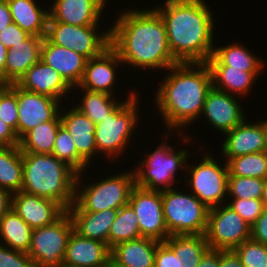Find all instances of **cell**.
<instances>
[{"label": "cell", "instance_id": "cell-1", "mask_svg": "<svg viewBox=\"0 0 267 267\" xmlns=\"http://www.w3.org/2000/svg\"><path fill=\"white\" fill-rule=\"evenodd\" d=\"M118 15L110 26V46L124 65L168 70L178 63L171 54L164 22L154 9H129Z\"/></svg>", "mask_w": 267, "mask_h": 267}, {"label": "cell", "instance_id": "cell-2", "mask_svg": "<svg viewBox=\"0 0 267 267\" xmlns=\"http://www.w3.org/2000/svg\"><path fill=\"white\" fill-rule=\"evenodd\" d=\"M167 71L170 72L155 94V105L168 132L175 130V134L184 137L182 142L189 144L191 136L182 132L202 113L205 98L213 87L211 72L206 63H177Z\"/></svg>", "mask_w": 267, "mask_h": 267}, {"label": "cell", "instance_id": "cell-3", "mask_svg": "<svg viewBox=\"0 0 267 267\" xmlns=\"http://www.w3.org/2000/svg\"><path fill=\"white\" fill-rule=\"evenodd\" d=\"M153 8L162 18L178 63H206L214 50V18L205 0H166Z\"/></svg>", "mask_w": 267, "mask_h": 267}, {"label": "cell", "instance_id": "cell-4", "mask_svg": "<svg viewBox=\"0 0 267 267\" xmlns=\"http://www.w3.org/2000/svg\"><path fill=\"white\" fill-rule=\"evenodd\" d=\"M21 190L58 202L67 210L75 202L77 172L53 154L22 152Z\"/></svg>", "mask_w": 267, "mask_h": 267}, {"label": "cell", "instance_id": "cell-5", "mask_svg": "<svg viewBox=\"0 0 267 267\" xmlns=\"http://www.w3.org/2000/svg\"><path fill=\"white\" fill-rule=\"evenodd\" d=\"M83 174V172L77 174L75 202L66 210L67 212L118 210L128 205L131 190L135 186L134 171H121L117 175L112 174L98 182L89 183L90 185L85 183V186L81 184Z\"/></svg>", "mask_w": 267, "mask_h": 267}, {"label": "cell", "instance_id": "cell-6", "mask_svg": "<svg viewBox=\"0 0 267 267\" xmlns=\"http://www.w3.org/2000/svg\"><path fill=\"white\" fill-rule=\"evenodd\" d=\"M170 134L171 132L168 131L163 134L161 138L164 141L162 140L153 152L147 153L145 158L139 160L138 164L140 165L133 170L137 187L164 191L173 188L175 186L173 184L176 182H180V180H175V176L177 170H186L190 152L188 148L184 149V147L175 151L176 148L168 144L167 136Z\"/></svg>", "mask_w": 267, "mask_h": 267}, {"label": "cell", "instance_id": "cell-7", "mask_svg": "<svg viewBox=\"0 0 267 267\" xmlns=\"http://www.w3.org/2000/svg\"><path fill=\"white\" fill-rule=\"evenodd\" d=\"M130 92L126 100L121 101L103 122L95 124L94 136L97 154L99 153L100 156L103 154L112 163L116 161V156L120 157L121 154H124L129 140H133L131 135L138 126V119L140 118L138 116V111H140L138 110V104L140 100L136 95L137 92Z\"/></svg>", "mask_w": 267, "mask_h": 267}, {"label": "cell", "instance_id": "cell-8", "mask_svg": "<svg viewBox=\"0 0 267 267\" xmlns=\"http://www.w3.org/2000/svg\"><path fill=\"white\" fill-rule=\"evenodd\" d=\"M161 197L170 235H205L209 209L195 195L173 187L161 191Z\"/></svg>", "mask_w": 267, "mask_h": 267}, {"label": "cell", "instance_id": "cell-9", "mask_svg": "<svg viewBox=\"0 0 267 267\" xmlns=\"http://www.w3.org/2000/svg\"><path fill=\"white\" fill-rule=\"evenodd\" d=\"M204 155L196 165L187 163L186 172L190 176L185 183L189 191L211 209L227 203L228 168L226 163L221 166L211 153L204 152Z\"/></svg>", "mask_w": 267, "mask_h": 267}, {"label": "cell", "instance_id": "cell-10", "mask_svg": "<svg viewBox=\"0 0 267 267\" xmlns=\"http://www.w3.org/2000/svg\"><path fill=\"white\" fill-rule=\"evenodd\" d=\"M73 230V223L67 211L53 224L33 229L27 254L34 266H61Z\"/></svg>", "mask_w": 267, "mask_h": 267}, {"label": "cell", "instance_id": "cell-11", "mask_svg": "<svg viewBox=\"0 0 267 267\" xmlns=\"http://www.w3.org/2000/svg\"><path fill=\"white\" fill-rule=\"evenodd\" d=\"M98 27L100 26H75L48 21L46 37L53 44L72 49L89 60L99 56L110 46V29L100 33Z\"/></svg>", "mask_w": 267, "mask_h": 267}, {"label": "cell", "instance_id": "cell-12", "mask_svg": "<svg viewBox=\"0 0 267 267\" xmlns=\"http://www.w3.org/2000/svg\"><path fill=\"white\" fill-rule=\"evenodd\" d=\"M205 237L211 249L234 250L251 238V226L226 203L209 209Z\"/></svg>", "mask_w": 267, "mask_h": 267}, {"label": "cell", "instance_id": "cell-13", "mask_svg": "<svg viewBox=\"0 0 267 267\" xmlns=\"http://www.w3.org/2000/svg\"><path fill=\"white\" fill-rule=\"evenodd\" d=\"M128 204L135 211L141 237L164 242L170 234L164 219L161 191L132 188Z\"/></svg>", "mask_w": 267, "mask_h": 267}, {"label": "cell", "instance_id": "cell-14", "mask_svg": "<svg viewBox=\"0 0 267 267\" xmlns=\"http://www.w3.org/2000/svg\"><path fill=\"white\" fill-rule=\"evenodd\" d=\"M61 101L24 90L17 85V136L19 140L39 124L53 120L60 113L59 109L63 104Z\"/></svg>", "mask_w": 267, "mask_h": 267}, {"label": "cell", "instance_id": "cell-15", "mask_svg": "<svg viewBox=\"0 0 267 267\" xmlns=\"http://www.w3.org/2000/svg\"><path fill=\"white\" fill-rule=\"evenodd\" d=\"M235 97L212 87L205 98L200 117L207 118L209 126L223 134L232 130L246 119L242 104Z\"/></svg>", "mask_w": 267, "mask_h": 267}, {"label": "cell", "instance_id": "cell-16", "mask_svg": "<svg viewBox=\"0 0 267 267\" xmlns=\"http://www.w3.org/2000/svg\"><path fill=\"white\" fill-rule=\"evenodd\" d=\"M121 63V64H120ZM123 65L118 53L109 46L99 56L86 61L85 70L80 83L75 90L85 89L93 92H104L114 96L116 87V67ZM115 84V85H114Z\"/></svg>", "mask_w": 267, "mask_h": 267}, {"label": "cell", "instance_id": "cell-17", "mask_svg": "<svg viewBox=\"0 0 267 267\" xmlns=\"http://www.w3.org/2000/svg\"><path fill=\"white\" fill-rule=\"evenodd\" d=\"M11 209L32 229L51 225L66 212L58 202L22 190L13 193Z\"/></svg>", "mask_w": 267, "mask_h": 267}, {"label": "cell", "instance_id": "cell-18", "mask_svg": "<svg viewBox=\"0 0 267 267\" xmlns=\"http://www.w3.org/2000/svg\"><path fill=\"white\" fill-rule=\"evenodd\" d=\"M221 153L225 158L264 152L266 148L265 119L260 122L246 119L232 130L224 133Z\"/></svg>", "mask_w": 267, "mask_h": 267}, {"label": "cell", "instance_id": "cell-19", "mask_svg": "<svg viewBox=\"0 0 267 267\" xmlns=\"http://www.w3.org/2000/svg\"><path fill=\"white\" fill-rule=\"evenodd\" d=\"M108 0H54L48 21L75 26H99L100 16Z\"/></svg>", "mask_w": 267, "mask_h": 267}, {"label": "cell", "instance_id": "cell-20", "mask_svg": "<svg viewBox=\"0 0 267 267\" xmlns=\"http://www.w3.org/2000/svg\"><path fill=\"white\" fill-rule=\"evenodd\" d=\"M111 249L107 244L72 231L62 264L68 267H109Z\"/></svg>", "mask_w": 267, "mask_h": 267}, {"label": "cell", "instance_id": "cell-21", "mask_svg": "<svg viewBox=\"0 0 267 267\" xmlns=\"http://www.w3.org/2000/svg\"><path fill=\"white\" fill-rule=\"evenodd\" d=\"M20 88L58 100L66 99L73 89L51 66L39 60L16 83Z\"/></svg>", "mask_w": 267, "mask_h": 267}, {"label": "cell", "instance_id": "cell-22", "mask_svg": "<svg viewBox=\"0 0 267 267\" xmlns=\"http://www.w3.org/2000/svg\"><path fill=\"white\" fill-rule=\"evenodd\" d=\"M40 60L55 69L72 88L80 83L87 61L74 50L53 44L46 36L41 46Z\"/></svg>", "mask_w": 267, "mask_h": 267}, {"label": "cell", "instance_id": "cell-23", "mask_svg": "<svg viewBox=\"0 0 267 267\" xmlns=\"http://www.w3.org/2000/svg\"><path fill=\"white\" fill-rule=\"evenodd\" d=\"M60 110L61 124L64 126L74 141L77 153L89 164L97 157V147L95 140V123L86 115L81 113L76 107L70 110Z\"/></svg>", "mask_w": 267, "mask_h": 267}, {"label": "cell", "instance_id": "cell-24", "mask_svg": "<svg viewBox=\"0 0 267 267\" xmlns=\"http://www.w3.org/2000/svg\"><path fill=\"white\" fill-rule=\"evenodd\" d=\"M161 242L140 237L111 248V267H154L155 253Z\"/></svg>", "mask_w": 267, "mask_h": 267}, {"label": "cell", "instance_id": "cell-25", "mask_svg": "<svg viewBox=\"0 0 267 267\" xmlns=\"http://www.w3.org/2000/svg\"><path fill=\"white\" fill-rule=\"evenodd\" d=\"M44 37L30 35L25 41L7 51L5 83L14 84L40 60Z\"/></svg>", "mask_w": 267, "mask_h": 267}, {"label": "cell", "instance_id": "cell-26", "mask_svg": "<svg viewBox=\"0 0 267 267\" xmlns=\"http://www.w3.org/2000/svg\"><path fill=\"white\" fill-rule=\"evenodd\" d=\"M35 1L37 0H7V4L13 23L29 35L45 37L49 10L37 5Z\"/></svg>", "mask_w": 267, "mask_h": 267}, {"label": "cell", "instance_id": "cell-27", "mask_svg": "<svg viewBox=\"0 0 267 267\" xmlns=\"http://www.w3.org/2000/svg\"><path fill=\"white\" fill-rule=\"evenodd\" d=\"M74 231L79 235L101 241L109 247V232L116 220L118 210L107 209L98 212H68Z\"/></svg>", "mask_w": 267, "mask_h": 267}, {"label": "cell", "instance_id": "cell-28", "mask_svg": "<svg viewBox=\"0 0 267 267\" xmlns=\"http://www.w3.org/2000/svg\"><path fill=\"white\" fill-rule=\"evenodd\" d=\"M250 50L240 43L214 47L213 54L206 64L208 66H230L231 69H242V71H264L265 62H262L263 59Z\"/></svg>", "mask_w": 267, "mask_h": 267}, {"label": "cell", "instance_id": "cell-29", "mask_svg": "<svg viewBox=\"0 0 267 267\" xmlns=\"http://www.w3.org/2000/svg\"><path fill=\"white\" fill-rule=\"evenodd\" d=\"M212 76L213 88L236 94L239 97L246 96L250 92L256 78L261 76V71H242L231 69L230 66H208Z\"/></svg>", "mask_w": 267, "mask_h": 267}, {"label": "cell", "instance_id": "cell-30", "mask_svg": "<svg viewBox=\"0 0 267 267\" xmlns=\"http://www.w3.org/2000/svg\"><path fill=\"white\" fill-rule=\"evenodd\" d=\"M32 232L33 229L12 209L0 220V244L15 251L28 253Z\"/></svg>", "mask_w": 267, "mask_h": 267}, {"label": "cell", "instance_id": "cell-31", "mask_svg": "<svg viewBox=\"0 0 267 267\" xmlns=\"http://www.w3.org/2000/svg\"><path fill=\"white\" fill-rule=\"evenodd\" d=\"M60 115L31 129L19 143L22 152L52 154L55 137L61 126Z\"/></svg>", "mask_w": 267, "mask_h": 267}, {"label": "cell", "instance_id": "cell-32", "mask_svg": "<svg viewBox=\"0 0 267 267\" xmlns=\"http://www.w3.org/2000/svg\"><path fill=\"white\" fill-rule=\"evenodd\" d=\"M164 243L183 261L184 267H198L210 248L205 235H170Z\"/></svg>", "mask_w": 267, "mask_h": 267}, {"label": "cell", "instance_id": "cell-33", "mask_svg": "<svg viewBox=\"0 0 267 267\" xmlns=\"http://www.w3.org/2000/svg\"><path fill=\"white\" fill-rule=\"evenodd\" d=\"M22 180L23 163L20 146L0 147V187L13 194L21 191Z\"/></svg>", "mask_w": 267, "mask_h": 267}, {"label": "cell", "instance_id": "cell-34", "mask_svg": "<svg viewBox=\"0 0 267 267\" xmlns=\"http://www.w3.org/2000/svg\"><path fill=\"white\" fill-rule=\"evenodd\" d=\"M84 93L81 102L76 107L81 113L86 115L95 124L101 123L111 113L121 101H116L114 96L104 92H93L82 89Z\"/></svg>", "mask_w": 267, "mask_h": 267}, {"label": "cell", "instance_id": "cell-35", "mask_svg": "<svg viewBox=\"0 0 267 267\" xmlns=\"http://www.w3.org/2000/svg\"><path fill=\"white\" fill-rule=\"evenodd\" d=\"M225 159L228 168V176L261 179L267 177V155L265 152L251 153Z\"/></svg>", "mask_w": 267, "mask_h": 267}, {"label": "cell", "instance_id": "cell-36", "mask_svg": "<svg viewBox=\"0 0 267 267\" xmlns=\"http://www.w3.org/2000/svg\"><path fill=\"white\" fill-rule=\"evenodd\" d=\"M141 237L138 219L135 211L128 204L118 209L116 220L109 232V248L115 245Z\"/></svg>", "mask_w": 267, "mask_h": 267}, {"label": "cell", "instance_id": "cell-37", "mask_svg": "<svg viewBox=\"0 0 267 267\" xmlns=\"http://www.w3.org/2000/svg\"><path fill=\"white\" fill-rule=\"evenodd\" d=\"M52 154L58 159L66 162L77 173H85L88 164L78 153L71 134L64 126H60L55 137Z\"/></svg>", "mask_w": 267, "mask_h": 267}, {"label": "cell", "instance_id": "cell-38", "mask_svg": "<svg viewBox=\"0 0 267 267\" xmlns=\"http://www.w3.org/2000/svg\"><path fill=\"white\" fill-rule=\"evenodd\" d=\"M264 179L228 176L227 195L231 199L262 200Z\"/></svg>", "mask_w": 267, "mask_h": 267}, {"label": "cell", "instance_id": "cell-39", "mask_svg": "<svg viewBox=\"0 0 267 267\" xmlns=\"http://www.w3.org/2000/svg\"><path fill=\"white\" fill-rule=\"evenodd\" d=\"M243 267H267V246L252 238L234 249Z\"/></svg>", "mask_w": 267, "mask_h": 267}, {"label": "cell", "instance_id": "cell-40", "mask_svg": "<svg viewBox=\"0 0 267 267\" xmlns=\"http://www.w3.org/2000/svg\"><path fill=\"white\" fill-rule=\"evenodd\" d=\"M17 84H8L0 93V119L17 134L18 124Z\"/></svg>", "mask_w": 267, "mask_h": 267}, {"label": "cell", "instance_id": "cell-41", "mask_svg": "<svg viewBox=\"0 0 267 267\" xmlns=\"http://www.w3.org/2000/svg\"><path fill=\"white\" fill-rule=\"evenodd\" d=\"M227 205L250 226L257 221L265 210L264 204L260 199H231Z\"/></svg>", "mask_w": 267, "mask_h": 267}, {"label": "cell", "instance_id": "cell-42", "mask_svg": "<svg viewBox=\"0 0 267 267\" xmlns=\"http://www.w3.org/2000/svg\"><path fill=\"white\" fill-rule=\"evenodd\" d=\"M0 267H35L31 257L0 244Z\"/></svg>", "mask_w": 267, "mask_h": 267}, {"label": "cell", "instance_id": "cell-43", "mask_svg": "<svg viewBox=\"0 0 267 267\" xmlns=\"http://www.w3.org/2000/svg\"><path fill=\"white\" fill-rule=\"evenodd\" d=\"M154 267H184V265L183 261L164 242H161L156 249Z\"/></svg>", "mask_w": 267, "mask_h": 267}, {"label": "cell", "instance_id": "cell-44", "mask_svg": "<svg viewBox=\"0 0 267 267\" xmlns=\"http://www.w3.org/2000/svg\"><path fill=\"white\" fill-rule=\"evenodd\" d=\"M30 35L16 23H12L0 32V42L7 48H12L25 41Z\"/></svg>", "mask_w": 267, "mask_h": 267}, {"label": "cell", "instance_id": "cell-45", "mask_svg": "<svg viewBox=\"0 0 267 267\" xmlns=\"http://www.w3.org/2000/svg\"><path fill=\"white\" fill-rule=\"evenodd\" d=\"M251 238L267 246V209L251 226Z\"/></svg>", "mask_w": 267, "mask_h": 267}, {"label": "cell", "instance_id": "cell-46", "mask_svg": "<svg viewBox=\"0 0 267 267\" xmlns=\"http://www.w3.org/2000/svg\"><path fill=\"white\" fill-rule=\"evenodd\" d=\"M20 140L16 132L0 119V147H11L19 145Z\"/></svg>", "mask_w": 267, "mask_h": 267}, {"label": "cell", "instance_id": "cell-47", "mask_svg": "<svg viewBox=\"0 0 267 267\" xmlns=\"http://www.w3.org/2000/svg\"><path fill=\"white\" fill-rule=\"evenodd\" d=\"M219 267H243V265L234 250H220Z\"/></svg>", "mask_w": 267, "mask_h": 267}, {"label": "cell", "instance_id": "cell-48", "mask_svg": "<svg viewBox=\"0 0 267 267\" xmlns=\"http://www.w3.org/2000/svg\"><path fill=\"white\" fill-rule=\"evenodd\" d=\"M220 250L209 248L202 256L198 267H219Z\"/></svg>", "mask_w": 267, "mask_h": 267}, {"label": "cell", "instance_id": "cell-49", "mask_svg": "<svg viewBox=\"0 0 267 267\" xmlns=\"http://www.w3.org/2000/svg\"><path fill=\"white\" fill-rule=\"evenodd\" d=\"M12 193L0 187V220L12 208Z\"/></svg>", "mask_w": 267, "mask_h": 267}, {"label": "cell", "instance_id": "cell-50", "mask_svg": "<svg viewBox=\"0 0 267 267\" xmlns=\"http://www.w3.org/2000/svg\"><path fill=\"white\" fill-rule=\"evenodd\" d=\"M12 23L7 0H0V32Z\"/></svg>", "mask_w": 267, "mask_h": 267}, {"label": "cell", "instance_id": "cell-51", "mask_svg": "<svg viewBox=\"0 0 267 267\" xmlns=\"http://www.w3.org/2000/svg\"><path fill=\"white\" fill-rule=\"evenodd\" d=\"M8 49L0 42V80L5 82V64Z\"/></svg>", "mask_w": 267, "mask_h": 267}, {"label": "cell", "instance_id": "cell-52", "mask_svg": "<svg viewBox=\"0 0 267 267\" xmlns=\"http://www.w3.org/2000/svg\"><path fill=\"white\" fill-rule=\"evenodd\" d=\"M262 202L264 204L265 209H267V177L264 179V190H263Z\"/></svg>", "mask_w": 267, "mask_h": 267}, {"label": "cell", "instance_id": "cell-53", "mask_svg": "<svg viewBox=\"0 0 267 267\" xmlns=\"http://www.w3.org/2000/svg\"><path fill=\"white\" fill-rule=\"evenodd\" d=\"M265 133H266V148H265V153L267 155V119L265 120Z\"/></svg>", "mask_w": 267, "mask_h": 267}, {"label": "cell", "instance_id": "cell-54", "mask_svg": "<svg viewBox=\"0 0 267 267\" xmlns=\"http://www.w3.org/2000/svg\"><path fill=\"white\" fill-rule=\"evenodd\" d=\"M8 84L0 80V93Z\"/></svg>", "mask_w": 267, "mask_h": 267}]
</instances>
